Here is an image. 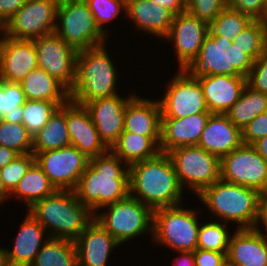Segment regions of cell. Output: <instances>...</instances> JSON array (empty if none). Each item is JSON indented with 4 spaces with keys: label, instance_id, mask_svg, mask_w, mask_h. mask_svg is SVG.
<instances>
[{
    "label": "cell",
    "instance_id": "obj_1",
    "mask_svg": "<svg viewBox=\"0 0 267 266\" xmlns=\"http://www.w3.org/2000/svg\"><path fill=\"white\" fill-rule=\"evenodd\" d=\"M120 161L110 149L102 155L89 158V164L74 191L92 213L130 195L128 166L121 168Z\"/></svg>",
    "mask_w": 267,
    "mask_h": 266
},
{
    "label": "cell",
    "instance_id": "obj_14",
    "mask_svg": "<svg viewBox=\"0 0 267 266\" xmlns=\"http://www.w3.org/2000/svg\"><path fill=\"white\" fill-rule=\"evenodd\" d=\"M161 118H183L209 112L198 79L186 69L175 75L164 98L159 101Z\"/></svg>",
    "mask_w": 267,
    "mask_h": 266
},
{
    "label": "cell",
    "instance_id": "obj_32",
    "mask_svg": "<svg viewBox=\"0 0 267 266\" xmlns=\"http://www.w3.org/2000/svg\"><path fill=\"white\" fill-rule=\"evenodd\" d=\"M47 238L30 266H78L74 241Z\"/></svg>",
    "mask_w": 267,
    "mask_h": 266
},
{
    "label": "cell",
    "instance_id": "obj_4",
    "mask_svg": "<svg viewBox=\"0 0 267 266\" xmlns=\"http://www.w3.org/2000/svg\"><path fill=\"white\" fill-rule=\"evenodd\" d=\"M104 46L77 52L76 78L69 91L73 103L84 106L88 102L117 95L116 70Z\"/></svg>",
    "mask_w": 267,
    "mask_h": 266
},
{
    "label": "cell",
    "instance_id": "obj_15",
    "mask_svg": "<svg viewBox=\"0 0 267 266\" xmlns=\"http://www.w3.org/2000/svg\"><path fill=\"white\" fill-rule=\"evenodd\" d=\"M38 66L56 78L69 91L76 78L77 50L56 33L33 39Z\"/></svg>",
    "mask_w": 267,
    "mask_h": 266
},
{
    "label": "cell",
    "instance_id": "obj_5",
    "mask_svg": "<svg viewBox=\"0 0 267 266\" xmlns=\"http://www.w3.org/2000/svg\"><path fill=\"white\" fill-rule=\"evenodd\" d=\"M260 192L251 187L225 182L221 179L203 189L198 197L211 212L228 221L237 222L239 229L257 226Z\"/></svg>",
    "mask_w": 267,
    "mask_h": 266
},
{
    "label": "cell",
    "instance_id": "obj_49",
    "mask_svg": "<svg viewBox=\"0 0 267 266\" xmlns=\"http://www.w3.org/2000/svg\"><path fill=\"white\" fill-rule=\"evenodd\" d=\"M262 221L265 225V230H267V190L260 192L259 194V215L257 220V225Z\"/></svg>",
    "mask_w": 267,
    "mask_h": 266
},
{
    "label": "cell",
    "instance_id": "obj_43",
    "mask_svg": "<svg viewBox=\"0 0 267 266\" xmlns=\"http://www.w3.org/2000/svg\"><path fill=\"white\" fill-rule=\"evenodd\" d=\"M246 81L250 88L267 95V49L254 61Z\"/></svg>",
    "mask_w": 267,
    "mask_h": 266
},
{
    "label": "cell",
    "instance_id": "obj_33",
    "mask_svg": "<svg viewBox=\"0 0 267 266\" xmlns=\"http://www.w3.org/2000/svg\"><path fill=\"white\" fill-rule=\"evenodd\" d=\"M265 111H267V95L246 85L238 101L225 114L235 126L242 130Z\"/></svg>",
    "mask_w": 267,
    "mask_h": 266
},
{
    "label": "cell",
    "instance_id": "obj_37",
    "mask_svg": "<svg viewBox=\"0 0 267 266\" xmlns=\"http://www.w3.org/2000/svg\"><path fill=\"white\" fill-rule=\"evenodd\" d=\"M60 107L56 102L26 100L23 105V122L29 134L34 137L48 122L54 111Z\"/></svg>",
    "mask_w": 267,
    "mask_h": 266
},
{
    "label": "cell",
    "instance_id": "obj_22",
    "mask_svg": "<svg viewBox=\"0 0 267 266\" xmlns=\"http://www.w3.org/2000/svg\"><path fill=\"white\" fill-rule=\"evenodd\" d=\"M78 266H106L112 249L120 243L93 219L74 240Z\"/></svg>",
    "mask_w": 267,
    "mask_h": 266
},
{
    "label": "cell",
    "instance_id": "obj_45",
    "mask_svg": "<svg viewBox=\"0 0 267 266\" xmlns=\"http://www.w3.org/2000/svg\"><path fill=\"white\" fill-rule=\"evenodd\" d=\"M243 144L252 145L267 136V111L255 117L241 130Z\"/></svg>",
    "mask_w": 267,
    "mask_h": 266
},
{
    "label": "cell",
    "instance_id": "obj_6",
    "mask_svg": "<svg viewBox=\"0 0 267 266\" xmlns=\"http://www.w3.org/2000/svg\"><path fill=\"white\" fill-rule=\"evenodd\" d=\"M254 60L223 36L205 37L199 55L186 69L191 75H242L247 77Z\"/></svg>",
    "mask_w": 267,
    "mask_h": 266
},
{
    "label": "cell",
    "instance_id": "obj_46",
    "mask_svg": "<svg viewBox=\"0 0 267 266\" xmlns=\"http://www.w3.org/2000/svg\"><path fill=\"white\" fill-rule=\"evenodd\" d=\"M226 257V253L216 251L203 249L194 251L195 266H221Z\"/></svg>",
    "mask_w": 267,
    "mask_h": 266
},
{
    "label": "cell",
    "instance_id": "obj_3",
    "mask_svg": "<svg viewBox=\"0 0 267 266\" xmlns=\"http://www.w3.org/2000/svg\"><path fill=\"white\" fill-rule=\"evenodd\" d=\"M31 215L44 227L52 229L49 238L74 241L94 219L91 210L83 205L74 190H56L36 202Z\"/></svg>",
    "mask_w": 267,
    "mask_h": 266
},
{
    "label": "cell",
    "instance_id": "obj_40",
    "mask_svg": "<svg viewBox=\"0 0 267 266\" xmlns=\"http://www.w3.org/2000/svg\"><path fill=\"white\" fill-rule=\"evenodd\" d=\"M35 162L33 153L16 157L11 163L0 169V176L6 190L11 194L30 166Z\"/></svg>",
    "mask_w": 267,
    "mask_h": 266
},
{
    "label": "cell",
    "instance_id": "obj_50",
    "mask_svg": "<svg viewBox=\"0 0 267 266\" xmlns=\"http://www.w3.org/2000/svg\"><path fill=\"white\" fill-rule=\"evenodd\" d=\"M19 154L14 150L0 145V169L11 163Z\"/></svg>",
    "mask_w": 267,
    "mask_h": 266
},
{
    "label": "cell",
    "instance_id": "obj_12",
    "mask_svg": "<svg viewBox=\"0 0 267 266\" xmlns=\"http://www.w3.org/2000/svg\"><path fill=\"white\" fill-rule=\"evenodd\" d=\"M57 9L52 0H27L6 22V37L33 40L54 33Z\"/></svg>",
    "mask_w": 267,
    "mask_h": 266
},
{
    "label": "cell",
    "instance_id": "obj_27",
    "mask_svg": "<svg viewBox=\"0 0 267 266\" xmlns=\"http://www.w3.org/2000/svg\"><path fill=\"white\" fill-rule=\"evenodd\" d=\"M127 16L131 18L139 29L165 37L172 25L174 14L151 0H133L126 5Z\"/></svg>",
    "mask_w": 267,
    "mask_h": 266
},
{
    "label": "cell",
    "instance_id": "obj_38",
    "mask_svg": "<svg viewBox=\"0 0 267 266\" xmlns=\"http://www.w3.org/2000/svg\"><path fill=\"white\" fill-rule=\"evenodd\" d=\"M0 145L19 155L33 153V137L20 123L0 122Z\"/></svg>",
    "mask_w": 267,
    "mask_h": 266
},
{
    "label": "cell",
    "instance_id": "obj_56",
    "mask_svg": "<svg viewBox=\"0 0 267 266\" xmlns=\"http://www.w3.org/2000/svg\"><path fill=\"white\" fill-rule=\"evenodd\" d=\"M52 1H55L57 4H60V3H63V2H67L69 0H52Z\"/></svg>",
    "mask_w": 267,
    "mask_h": 266
},
{
    "label": "cell",
    "instance_id": "obj_2",
    "mask_svg": "<svg viewBox=\"0 0 267 266\" xmlns=\"http://www.w3.org/2000/svg\"><path fill=\"white\" fill-rule=\"evenodd\" d=\"M128 171L131 197L138 199L153 211L181 205L183 189L167 153L160 152L151 159L134 163L128 167Z\"/></svg>",
    "mask_w": 267,
    "mask_h": 266
},
{
    "label": "cell",
    "instance_id": "obj_7",
    "mask_svg": "<svg viewBox=\"0 0 267 266\" xmlns=\"http://www.w3.org/2000/svg\"><path fill=\"white\" fill-rule=\"evenodd\" d=\"M54 33L77 51L104 45L107 34L97 26L84 0H69L58 4Z\"/></svg>",
    "mask_w": 267,
    "mask_h": 266
},
{
    "label": "cell",
    "instance_id": "obj_21",
    "mask_svg": "<svg viewBox=\"0 0 267 266\" xmlns=\"http://www.w3.org/2000/svg\"><path fill=\"white\" fill-rule=\"evenodd\" d=\"M211 112L197 113L183 118H161L160 152L182 146H197Z\"/></svg>",
    "mask_w": 267,
    "mask_h": 266
},
{
    "label": "cell",
    "instance_id": "obj_18",
    "mask_svg": "<svg viewBox=\"0 0 267 266\" xmlns=\"http://www.w3.org/2000/svg\"><path fill=\"white\" fill-rule=\"evenodd\" d=\"M66 123L70 144L88 158L106 153L109 148L100 139L89 111L72 101L66 103Z\"/></svg>",
    "mask_w": 267,
    "mask_h": 266
},
{
    "label": "cell",
    "instance_id": "obj_24",
    "mask_svg": "<svg viewBox=\"0 0 267 266\" xmlns=\"http://www.w3.org/2000/svg\"><path fill=\"white\" fill-rule=\"evenodd\" d=\"M237 229L230 237L227 258L240 266H267V235L257 226Z\"/></svg>",
    "mask_w": 267,
    "mask_h": 266
},
{
    "label": "cell",
    "instance_id": "obj_29",
    "mask_svg": "<svg viewBox=\"0 0 267 266\" xmlns=\"http://www.w3.org/2000/svg\"><path fill=\"white\" fill-rule=\"evenodd\" d=\"M161 137H145L123 131L110 150L124 162V166L151 159L160 153Z\"/></svg>",
    "mask_w": 267,
    "mask_h": 266
},
{
    "label": "cell",
    "instance_id": "obj_9",
    "mask_svg": "<svg viewBox=\"0 0 267 266\" xmlns=\"http://www.w3.org/2000/svg\"><path fill=\"white\" fill-rule=\"evenodd\" d=\"M174 165L180 186L199 194L220 179V158L199 146H182L167 153Z\"/></svg>",
    "mask_w": 267,
    "mask_h": 266
},
{
    "label": "cell",
    "instance_id": "obj_17",
    "mask_svg": "<svg viewBox=\"0 0 267 266\" xmlns=\"http://www.w3.org/2000/svg\"><path fill=\"white\" fill-rule=\"evenodd\" d=\"M133 97L124 99L117 94L97 99L84 105L89 111L100 139L109 149L124 131L126 104Z\"/></svg>",
    "mask_w": 267,
    "mask_h": 266
},
{
    "label": "cell",
    "instance_id": "obj_30",
    "mask_svg": "<svg viewBox=\"0 0 267 266\" xmlns=\"http://www.w3.org/2000/svg\"><path fill=\"white\" fill-rule=\"evenodd\" d=\"M66 123V104L58 107L47 124L33 137V153L70 146Z\"/></svg>",
    "mask_w": 267,
    "mask_h": 266
},
{
    "label": "cell",
    "instance_id": "obj_31",
    "mask_svg": "<svg viewBox=\"0 0 267 266\" xmlns=\"http://www.w3.org/2000/svg\"><path fill=\"white\" fill-rule=\"evenodd\" d=\"M56 190L41 167L34 162L10 195H16V197L26 201L29 209L36 202L51 195Z\"/></svg>",
    "mask_w": 267,
    "mask_h": 266
},
{
    "label": "cell",
    "instance_id": "obj_11",
    "mask_svg": "<svg viewBox=\"0 0 267 266\" xmlns=\"http://www.w3.org/2000/svg\"><path fill=\"white\" fill-rule=\"evenodd\" d=\"M220 179L232 184L267 190V162L252 145L242 144L220 159Z\"/></svg>",
    "mask_w": 267,
    "mask_h": 266
},
{
    "label": "cell",
    "instance_id": "obj_35",
    "mask_svg": "<svg viewBox=\"0 0 267 266\" xmlns=\"http://www.w3.org/2000/svg\"><path fill=\"white\" fill-rule=\"evenodd\" d=\"M254 61L267 49L266 21L253 20L232 41Z\"/></svg>",
    "mask_w": 267,
    "mask_h": 266
},
{
    "label": "cell",
    "instance_id": "obj_10",
    "mask_svg": "<svg viewBox=\"0 0 267 266\" xmlns=\"http://www.w3.org/2000/svg\"><path fill=\"white\" fill-rule=\"evenodd\" d=\"M107 207V214L94 215V219L120 244L148 229L153 231V210L138 199L129 195Z\"/></svg>",
    "mask_w": 267,
    "mask_h": 266
},
{
    "label": "cell",
    "instance_id": "obj_13",
    "mask_svg": "<svg viewBox=\"0 0 267 266\" xmlns=\"http://www.w3.org/2000/svg\"><path fill=\"white\" fill-rule=\"evenodd\" d=\"M33 154L57 190H75L89 164V158L72 145Z\"/></svg>",
    "mask_w": 267,
    "mask_h": 266
},
{
    "label": "cell",
    "instance_id": "obj_52",
    "mask_svg": "<svg viewBox=\"0 0 267 266\" xmlns=\"http://www.w3.org/2000/svg\"><path fill=\"white\" fill-rule=\"evenodd\" d=\"M252 146L257 153L267 162V136L255 141Z\"/></svg>",
    "mask_w": 267,
    "mask_h": 266
},
{
    "label": "cell",
    "instance_id": "obj_53",
    "mask_svg": "<svg viewBox=\"0 0 267 266\" xmlns=\"http://www.w3.org/2000/svg\"><path fill=\"white\" fill-rule=\"evenodd\" d=\"M8 195H10V193L6 190L3 184V181L1 179V176H0V202H3L4 200H6Z\"/></svg>",
    "mask_w": 267,
    "mask_h": 266
},
{
    "label": "cell",
    "instance_id": "obj_28",
    "mask_svg": "<svg viewBox=\"0 0 267 266\" xmlns=\"http://www.w3.org/2000/svg\"><path fill=\"white\" fill-rule=\"evenodd\" d=\"M20 85L26 100L51 101L56 102L59 106L70 100L69 90L39 67L30 71Z\"/></svg>",
    "mask_w": 267,
    "mask_h": 266
},
{
    "label": "cell",
    "instance_id": "obj_39",
    "mask_svg": "<svg viewBox=\"0 0 267 266\" xmlns=\"http://www.w3.org/2000/svg\"><path fill=\"white\" fill-rule=\"evenodd\" d=\"M220 222V223H219ZM221 220L218 222L206 223L199 227L196 249L228 253L230 235L226 231Z\"/></svg>",
    "mask_w": 267,
    "mask_h": 266
},
{
    "label": "cell",
    "instance_id": "obj_48",
    "mask_svg": "<svg viewBox=\"0 0 267 266\" xmlns=\"http://www.w3.org/2000/svg\"><path fill=\"white\" fill-rule=\"evenodd\" d=\"M170 10L175 16L186 11L185 0H151Z\"/></svg>",
    "mask_w": 267,
    "mask_h": 266
},
{
    "label": "cell",
    "instance_id": "obj_36",
    "mask_svg": "<svg viewBox=\"0 0 267 266\" xmlns=\"http://www.w3.org/2000/svg\"><path fill=\"white\" fill-rule=\"evenodd\" d=\"M253 19L239 11H235L228 6L209 24L210 36H223L230 41L241 33Z\"/></svg>",
    "mask_w": 267,
    "mask_h": 266
},
{
    "label": "cell",
    "instance_id": "obj_19",
    "mask_svg": "<svg viewBox=\"0 0 267 266\" xmlns=\"http://www.w3.org/2000/svg\"><path fill=\"white\" fill-rule=\"evenodd\" d=\"M33 40L6 37L0 44V79L20 83L26 75L38 68Z\"/></svg>",
    "mask_w": 267,
    "mask_h": 266
},
{
    "label": "cell",
    "instance_id": "obj_55",
    "mask_svg": "<svg viewBox=\"0 0 267 266\" xmlns=\"http://www.w3.org/2000/svg\"><path fill=\"white\" fill-rule=\"evenodd\" d=\"M221 266H240V265H238L235 262H232L229 258L226 257Z\"/></svg>",
    "mask_w": 267,
    "mask_h": 266
},
{
    "label": "cell",
    "instance_id": "obj_8",
    "mask_svg": "<svg viewBox=\"0 0 267 266\" xmlns=\"http://www.w3.org/2000/svg\"><path fill=\"white\" fill-rule=\"evenodd\" d=\"M181 205L163 207L153 211V237L176 251L194 252L197 248L199 223L195 210Z\"/></svg>",
    "mask_w": 267,
    "mask_h": 266
},
{
    "label": "cell",
    "instance_id": "obj_51",
    "mask_svg": "<svg viewBox=\"0 0 267 266\" xmlns=\"http://www.w3.org/2000/svg\"><path fill=\"white\" fill-rule=\"evenodd\" d=\"M181 258L177 260V263L173 266H195L194 252L191 251H180Z\"/></svg>",
    "mask_w": 267,
    "mask_h": 266
},
{
    "label": "cell",
    "instance_id": "obj_34",
    "mask_svg": "<svg viewBox=\"0 0 267 266\" xmlns=\"http://www.w3.org/2000/svg\"><path fill=\"white\" fill-rule=\"evenodd\" d=\"M25 101L20 83L0 79V122L22 124Z\"/></svg>",
    "mask_w": 267,
    "mask_h": 266
},
{
    "label": "cell",
    "instance_id": "obj_25",
    "mask_svg": "<svg viewBox=\"0 0 267 266\" xmlns=\"http://www.w3.org/2000/svg\"><path fill=\"white\" fill-rule=\"evenodd\" d=\"M44 230L45 228L29 212L16 236L12 251L2 248V265L30 266L44 243L41 241Z\"/></svg>",
    "mask_w": 267,
    "mask_h": 266
},
{
    "label": "cell",
    "instance_id": "obj_23",
    "mask_svg": "<svg viewBox=\"0 0 267 266\" xmlns=\"http://www.w3.org/2000/svg\"><path fill=\"white\" fill-rule=\"evenodd\" d=\"M242 144L241 129L226 114L211 113L197 146L221 159Z\"/></svg>",
    "mask_w": 267,
    "mask_h": 266
},
{
    "label": "cell",
    "instance_id": "obj_20",
    "mask_svg": "<svg viewBox=\"0 0 267 266\" xmlns=\"http://www.w3.org/2000/svg\"><path fill=\"white\" fill-rule=\"evenodd\" d=\"M203 90L207 109L211 113L225 114L240 98L247 85L242 75H193Z\"/></svg>",
    "mask_w": 267,
    "mask_h": 266
},
{
    "label": "cell",
    "instance_id": "obj_44",
    "mask_svg": "<svg viewBox=\"0 0 267 266\" xmlns=\"http://www.w3.org/2000/svg\"><path fill=\"white\" fill-rule=\"evenodd\" d=\"M227 6L250 16L253 20L267 19V0H227Z\"/></svg>",
    "mask_w": 267,
    "mask_h": 266
},
{
    "label": "cell",
    "instance_id": "obj_54",
    "mask_svg": "<svg viewBox=\"0 0 267 266\" xmlns=\"http://www.w3.org/2000/svg\"><path fill=\"white\" fill-rule=\"evenodd\" d=\"M6 22L1 16H0V34L2 32V38L0 39V44L3 42V40L6 38Z\"/></svg>",
    "mask_w": 267,
    "mask_h": 266
},
{
    "label": "cell",
    "instance_id": "obj_57",
    "mask_svg": "<svg viewBox=\"0 0 267 266\" xmlns=\"http://www.w3.org/2000/svg\"><path fill=\"white\" fill-rule=\"evenodd\" d=\"M1 250H2V248H0V266H3L2 265V253H1Z\"/></svg>",
    "mask_w": 267,
    "mask_h": 266
},
{
    "label": "cell",
    "instance_id": "obj_16",
    "mask_svg": "<svg viewBox=\"0 0 267 266\" xmlns=\"http://www.w3.org/2000/svg\"><path fill=\"white\" fill-rule=\"evenodd\" d=\"M208 33L209 24L187 11L174 16L168 34L164 38L174 41L179 69H187L197 58Z\"/></svg>",
    "mask_w": 267,
    "mask_h": 266
},
{
    "label": "cell",
    "instance_id": "obj_47",
    "mask_svg": "<svg viewBox=\"0 0 267 266\" xmlns=\"http://www.w3.org/2000/svg\"><path fill=\"white\" fill-rule=\"evenodd\" d=\"M27 0H0V16L8 21Z\"/></svg>",
    "mask_w": 267,
    "mask_h": 266
},
{
    "label": "cell",
    "instance_id": "obj_58",
    "mask_svg": "<svg viewBox=\"0 0 267 266\" xmlns=\"http://www.w3.org/2000/svg\"><path fill=\"white\" fill-rule=\"evenodd\" d=\"M133 0H123V2L127 5L128 3H130Z\"/></svg>",
    "mask_w": 267,
    "mask_h": 266
},
{
    "label": "cell",
    "instance_id": "obj_41",
    "mask_svg": "<svg viewBox=\"0 0 267 266\" xmlns=\"http://www.w3.org/2000/svg\"><path fill=\"white\" fill-rule=\"evenodd\" d=\"M97 26L106 34L103 29V24L114 19L120 12V9L126 10V4L123 0H84Z\"/></svg>",
    "mask_w": 267,
    "mask_h": 266
},
{
    "label": "cell",
    "instance_id": "obj_26",
    "mask_svg": "<svg viewBox=\"0 0 267 266\" xmlns=\"http://www.w3.org/2000/svg\"><path fill=\"white\" fill-rule=\"evenodd\" d=\"M124 131L145 137H161V106L135 96L126 104Z\"/></svg>",
    "mask_w": 267,
    "mask_h": 266
},
{
    "label": "cell",
    "instance_id": "obj_42",
    "mask_svg": "<svg viewBox=\"0 0 267 266\" xmlns=\"http://www.w3.org/2000/svg\"><path fill=\"white\" fill-rule=\"evenodd\" d=\"M186 11L210 24L227 7V0H185Z\"/></svg>",
    "mask_w": 267,
    "mask_h": 266
}]
</instances>
